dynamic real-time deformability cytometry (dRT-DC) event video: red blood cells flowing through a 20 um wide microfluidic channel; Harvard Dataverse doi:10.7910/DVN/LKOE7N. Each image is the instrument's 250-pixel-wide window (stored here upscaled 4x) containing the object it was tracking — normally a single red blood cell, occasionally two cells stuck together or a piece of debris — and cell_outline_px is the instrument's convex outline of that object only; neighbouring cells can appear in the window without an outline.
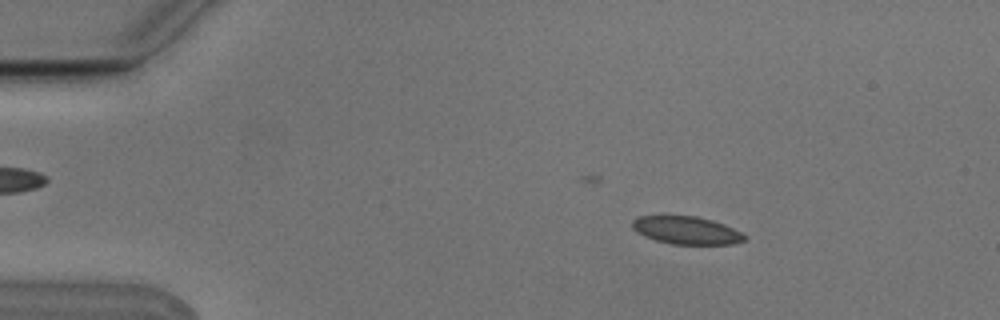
{"species": "Egyptian fruit bat (a non-hibernating species)", "species_latin": "Rousettus aegyptiacus", "temperature_condition": "cold", "stored_images_in_passage": 5, "camera_frame_rate_fps": 3000, "um_per_image_px": 0.085, "animal": {"sex": "male"}, "frame": {"image": 1, "passage_image": 3, "time_ms": 0.667, "image_size_px": [1000, 320], "cell_outline_px": [[748, 236], [744, 240], [736, 244], [672, 244], [656, 240], [644, 236], [636, 232], [632, 228], [632, 220], [640, 216], [696, 216], [712, 220], [724, 224]], "centroid_in_image_um": [58.35, 19.58], "position_along_channel_um": 26.7, "area_um2": 18.15}}